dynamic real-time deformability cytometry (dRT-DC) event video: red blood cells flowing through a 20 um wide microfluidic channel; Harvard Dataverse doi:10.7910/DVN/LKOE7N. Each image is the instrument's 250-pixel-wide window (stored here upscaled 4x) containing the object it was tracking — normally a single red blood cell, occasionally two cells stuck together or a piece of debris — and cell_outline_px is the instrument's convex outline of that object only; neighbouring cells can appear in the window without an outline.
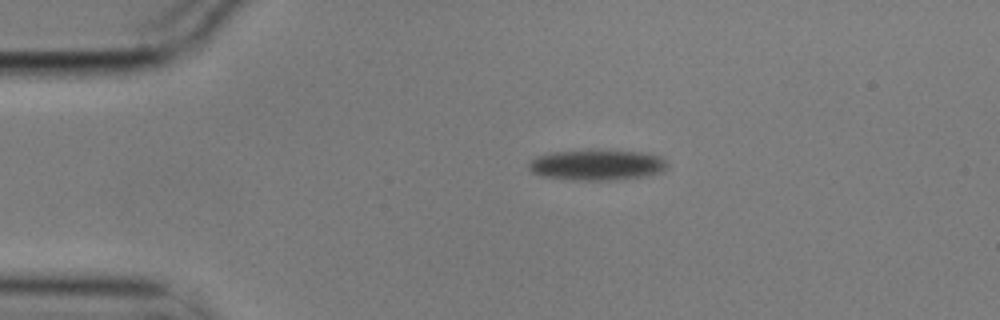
{"species": "common noctule bat (a hibernating species)", "species_latin": "Nyctalus noctula", "temperature_condition": "cold", "stored_images_in_passage": 2, "camera_frame_rate_fps": 3000, "um_per_image_px": 0.085, "animal": {"sex": "male", "body_mass_g": 17.9}, "frame": {"image": 1, "passage_image": 2, "time_ms": 0.333, "image_size_px": [1000, 320], "cell_outline_px": [[668, 168], [664, 172], [648, 176], [608, 180], [576, 180], [540, 176], [532, 172], [528, 168], [528, 164], [536, 156], [552, 152], [588, 148], [608, 148], [644, 152], [660, 156], [668, 164]], "centroid_in_image_um": [50.78, 13.98], "position_along_channel_um": 34.2, "area_um2": 25.84}}